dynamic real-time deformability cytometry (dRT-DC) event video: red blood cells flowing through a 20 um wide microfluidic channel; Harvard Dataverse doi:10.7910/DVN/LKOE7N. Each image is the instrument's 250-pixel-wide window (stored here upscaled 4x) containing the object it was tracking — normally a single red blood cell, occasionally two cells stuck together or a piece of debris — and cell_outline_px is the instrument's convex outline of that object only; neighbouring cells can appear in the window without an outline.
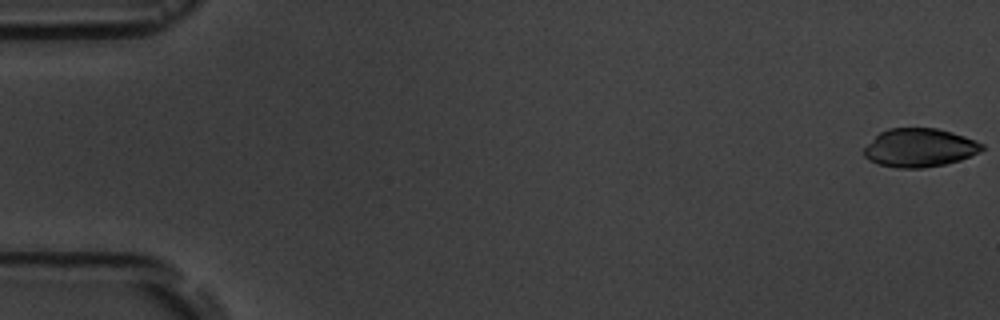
{"species": "common noctule bat (a hibernating species)", "species_latin": "Nyctalus noctula", "temperature_condition": "room temperature", "stored_images_in_passage": 4, "camera_frame_rate_fps": 3000, "um_per_image_px": 0.085, "animal": {"sex": "male", "body_mass_g": 19.5, "forearm_length_mm": 54.6}, "frame": {"image": 1, "passage_image": 1, "time_ms": 0.0, "image_size_px": [1000, 320], "cell_outline_px": [[984, 148], [960, 160], [944, 164], [920, 168], [896, 168], [880, 164], [868, 160], [864, 156], [864, 148], [880, 132], [888, 128], [936, 128], [952, 132], [976, 140], [984, 144]], "centroid_in_image_um": [78.14, 12.55], "position_along_channel_um": 6.9, "area_um2": 26.24}}
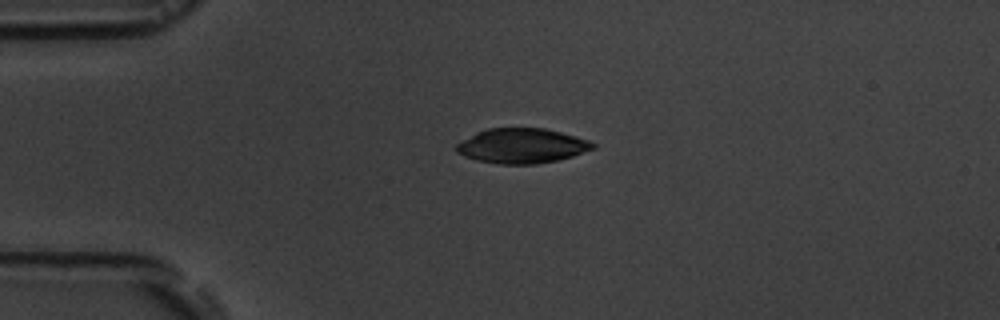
{"frame": {"image": 2, "passage_image": 4, "time_ms": 4.333, "image_size_px": [1000, 320], "cell_outline_px": [[596, 148], [572, 156], [556, 160], [536, 164], [500, 164], [476, 160], [464, 156], [456, 152], [456, 144], [476, 132], [488, 128], [544, 128], [560, 132], [588, 140], [596, 144]], "centroid_in_image_um": [44.34, 12.39], "position_along_channel_um": 40.7, "area_um2": 27.63}}